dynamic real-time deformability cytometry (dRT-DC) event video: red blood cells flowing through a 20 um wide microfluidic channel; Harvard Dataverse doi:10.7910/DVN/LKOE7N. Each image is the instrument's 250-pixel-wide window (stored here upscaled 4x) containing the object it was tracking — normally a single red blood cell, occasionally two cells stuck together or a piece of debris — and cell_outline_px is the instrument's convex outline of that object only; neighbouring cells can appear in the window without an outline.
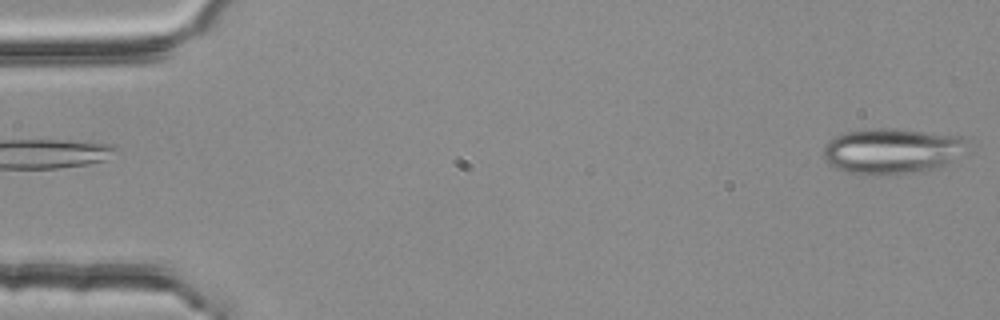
{"species": "common noctule bat (a hibernating species)", "species_latin": "Nyctalus noctula", "temperature_condition": "room temperature", "stored_images_in_passage": 5, "camera_frame_rate_fps": 3000, "um_per_image_px": 0.085, "animal": {"sex": "female", "body_mass_g": 25.1}, "frame": {"image": 1, "passage_image": 5, "time_ms": 1.333, "image_size_px": [1000, 320], "cell_outline_px": [[968, 140], [944, 164], [932, 168], [916, 172], [876, 176], [848, 172], [828, 164], [824, 160], [824, 148], [836, 136], [848, 132], [872, 128], [892, 128], [964, 136]], "centroid_in_image_um": [75.72, 12.83], "position_along_channel_um": 9.3, "area_um2": 37.22}}